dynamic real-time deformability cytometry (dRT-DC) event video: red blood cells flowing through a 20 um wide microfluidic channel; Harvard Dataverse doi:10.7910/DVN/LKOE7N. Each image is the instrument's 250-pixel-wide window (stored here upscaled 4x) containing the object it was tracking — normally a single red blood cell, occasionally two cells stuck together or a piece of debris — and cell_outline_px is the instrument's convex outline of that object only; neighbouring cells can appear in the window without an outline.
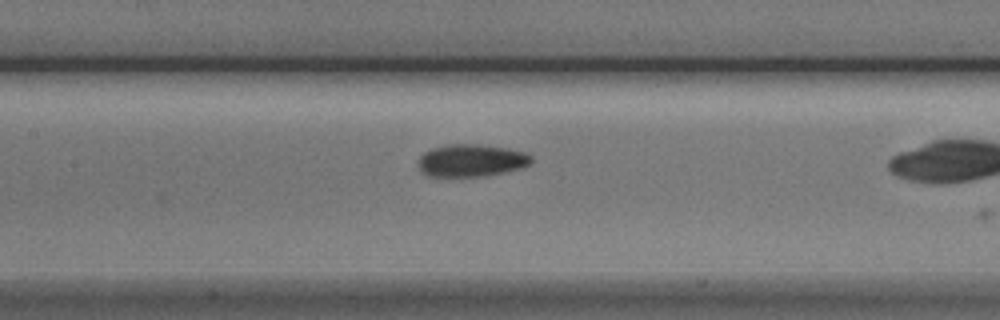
{"species": "Egyptian fruit bat (a non-hibernating species)", "species_latin": "Rousettus aegyptiacus", "temperature_condition": "cold", "stored_images_in_passage": 10, "camera_frame_rate_fps": 3000, "um_per_image_px": 0.085, "animal": {"sex": "male"}, "frame": {"image": 1, "passage_image": 9, "time_ms": 2.667, "image_size_px": [1000, 320], "cell_outline_px": [[532, 160], [524, 168], [484, 176], [428, 176], [420, 172], [416, 164], [416, 160], [424, 152], [432, 148], [444, 144], [480, 144], [508, 148], [524, 152], [532, 156]], "centroid_in_image_um": [40.01, 13.63], "position_along_channel_um": 167.4, "area_um2": 21.73}}